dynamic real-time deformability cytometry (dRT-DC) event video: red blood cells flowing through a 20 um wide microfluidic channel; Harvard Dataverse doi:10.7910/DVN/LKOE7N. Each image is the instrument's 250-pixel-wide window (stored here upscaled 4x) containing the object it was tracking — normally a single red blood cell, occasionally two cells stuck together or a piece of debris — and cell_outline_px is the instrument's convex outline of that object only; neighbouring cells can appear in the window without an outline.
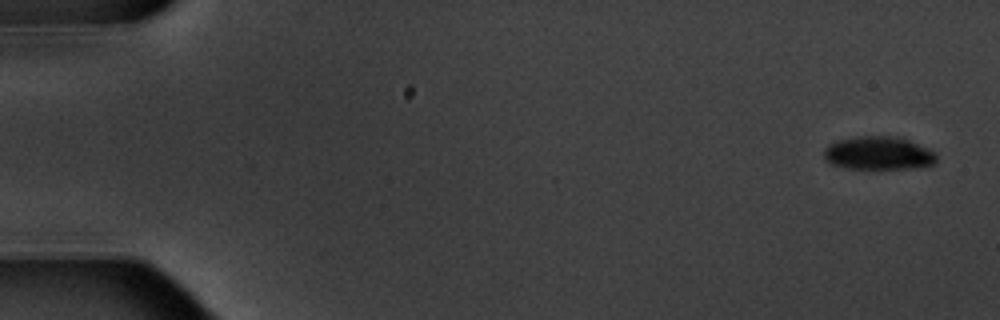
{"species": "common noctule bat (a hibernating species)", "species_latin": "Nyctalus noctula", "temperature_condition": "warm", "stored_images_in_passage": 6, "camera_frame_rate_fps": 3000, "um_per_image_px": 0.085, "animal": {"sex": "male", "body_mass_g": 20.1, "forearm_length_mm": 53.5}, "frame": {"image": 1, "passage_image": 1, "time_ms": 0.0, "image_size_px": [1000, 320], "cell_outline_px": [[936, 160], [932, 164], [904, 168], [848, 168], [832, 164], [824, 160], [824, 148], [828, 144], [836, 140], [856, 136], [896, 136], [908, 140], [936, 152]], "centroid_in_image_um": [74.6, 13.0], "position_along_channel_um": 10.4, "area_um2": 21.62}}
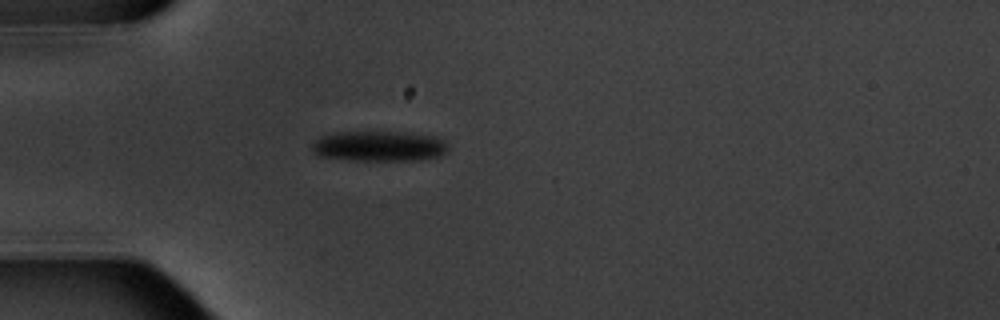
{"frame": {"image": 2, "passage_image": 5, "time_ms": 5.0, "image_size_px": [1000, 320], "cell_outline_px": [[448, 148], [440, 156], [420, 160], [352, 160], [320, 156], [312, 148], [312, 144], [320, 136], [336, 132], [396, 132], [432, 136], [444, 140]], "centroid_in_image_um": [32.21, 12.42], "position_along_channel_um": 52.8, "area_um2": 23.76}}